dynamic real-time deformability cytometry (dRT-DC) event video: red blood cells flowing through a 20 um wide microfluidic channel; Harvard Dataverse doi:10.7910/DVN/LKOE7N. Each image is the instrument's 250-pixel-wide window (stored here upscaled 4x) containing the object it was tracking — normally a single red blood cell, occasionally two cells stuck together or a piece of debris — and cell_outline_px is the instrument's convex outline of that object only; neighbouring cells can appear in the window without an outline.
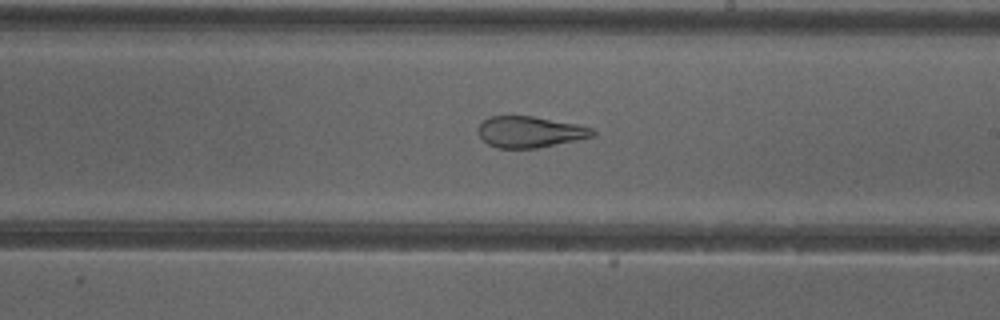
{"species": "common noctule bat (a hibernating species)", "species_latin": "Nyctalus noctula", "temperature_condition": "cold", "stored_images_in_passage": 51, "camera_frame_rate_fps": 3000, "um_per_image_px": 0.085, "animal": {"sex": "female"}, "frame": {"image": 1, "passage_image": 30, "time_ms": 9.667, "image_size_px": [1000, 320], "cell_outline_px": [[596, 136], [536, 148], [496, 148], [488, 144], [476, 132], [476, 128], [488, 116], [532, 116], [576, 124], [592, 128], [596, 132]], "centroid_in_image_um": [45.01, 11.21], "position_along_channel_um": 244.0, "area_um2": 20.81}, "authors_computed_cell_mechanics": {"area_um2": 27.3972, "velocity_mm_per_s": 3.9922, "shape_relaxation_time_tau1_ms": null, "shape_relaxation_time_tau2_ms": 1.359, "deformation_change_tau1": null, "deformation_change_tau2": 0.101}}